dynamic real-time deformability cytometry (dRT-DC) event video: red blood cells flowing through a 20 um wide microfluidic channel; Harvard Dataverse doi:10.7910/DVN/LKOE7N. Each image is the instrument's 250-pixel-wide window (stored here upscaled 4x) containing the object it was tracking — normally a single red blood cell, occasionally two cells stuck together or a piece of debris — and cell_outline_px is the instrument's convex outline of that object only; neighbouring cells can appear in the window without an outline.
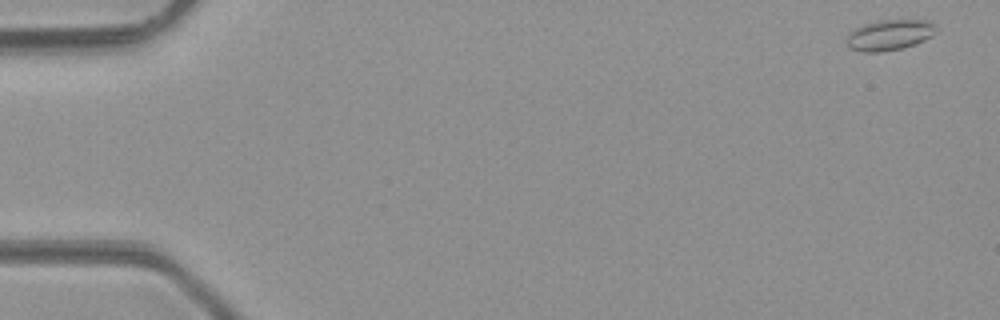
{"species": "common noctule bat (a hibernating species)", "species_latin": "Nyctalus noctula", "temperature_condition": "room temperature", "stored_images_in_passage": 48, "camera_frame_rate_fps": 3000, "um_per_image_px": 0.085, "animal": {"sex": "male", "body_mass_g": 23.1, "forearm_length_mm": 52.7}, "frame": {"image": 1, "passage_image": 1, "time_ms": 0.0, "image_size_px": [1000, 320], "cell_outline_px": [[936, 28], [932, 36], [924, 40], [900, 48], [880, 52], [864, 52], [848, 48], [844, 40], [848, 32], [864, 24], [876, 20], [928, 20], [936, 24]], "centroid_in_image_um": [75.54, 2.96], "position_along_channel_um": 9.5, "area_um2": 16.07}}
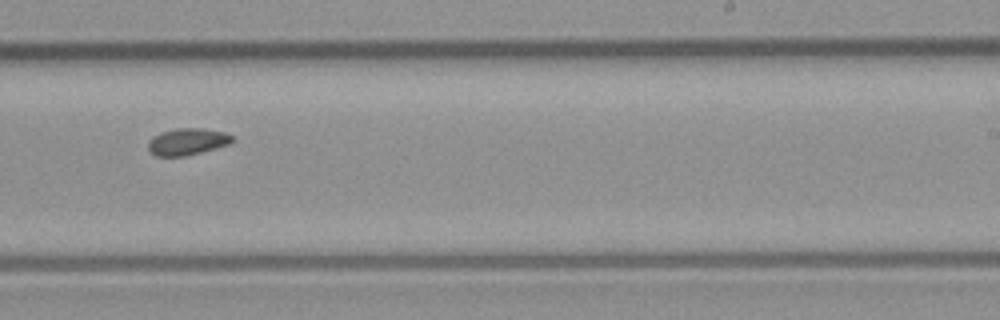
{"frame": {"image": 2, "passage_image": 30, "time_ms": 9.667, "image_size_px": [1000, 320], "cell_outline_px": [[232, 144], [184, 156], [156, 156], [148, 148], [148, 140], [152, 136], [160, 132], [176, 128], [200, 128], [224, 132], [232, 136]], "centroid_in_image_um": [15.9, 12.03], "position_along_channel_um": 273.1, "area_um2": 13.12}}
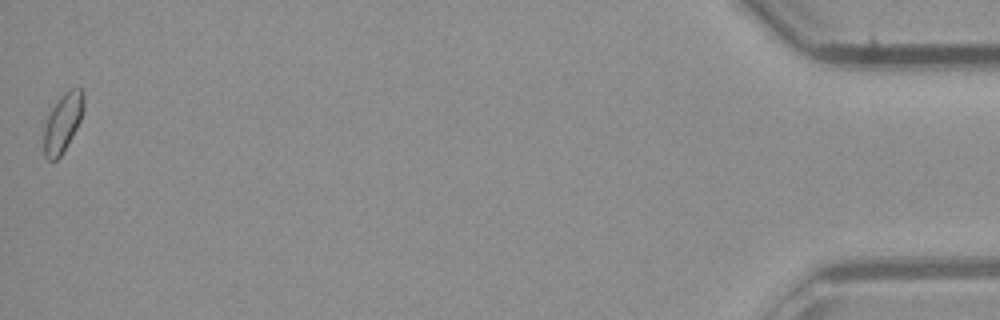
{"frame": {"image": 3, "passage_image": 48, "time_ms": 15.667, "image_size_px": [1000, 320], "cell_outline_px": [[84, 108], [80, 120], [76, 128], [60, 156], [56, 160], [48, 160], [44, 156], [44, 128], [48, 116], [52, 108], [60, 96], [64, 92], [72, 88], [80, 88], [84, 92]], "centroid_in_image_um": [5.34, 10.4], "position_along_channel_um": 429.9, "area_um2": 13.41}, "authors_computed_cell_mechanics": {"area_um2": 13.2362, "velocity_mm_per_s": 4.2794, "shape_relaxation_time_tau1_ms": null, "shape_relaxation_time_tau2_ms": 3.2207, "deformation_change_tau1": null, "deformation_change_tau2": 0.0843}}